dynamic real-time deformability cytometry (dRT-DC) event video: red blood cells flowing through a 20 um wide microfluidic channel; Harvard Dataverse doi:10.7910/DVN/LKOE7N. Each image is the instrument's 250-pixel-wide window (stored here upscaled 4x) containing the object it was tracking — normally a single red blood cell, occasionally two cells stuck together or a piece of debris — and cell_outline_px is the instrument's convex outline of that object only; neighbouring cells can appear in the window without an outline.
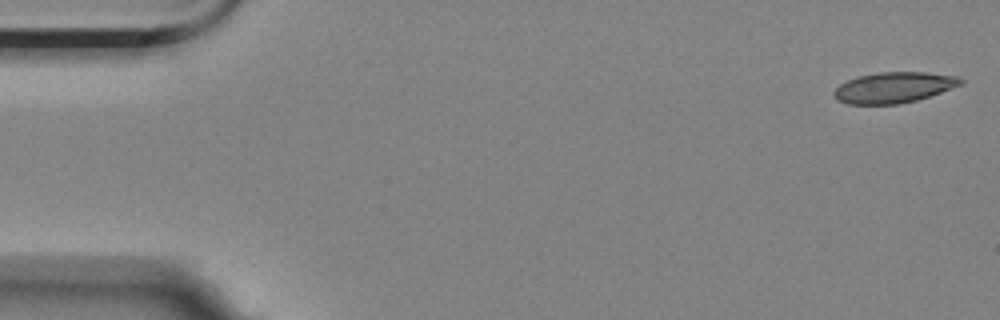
{"species": "Egyptian fruit bat (a non-hibernating species)", "species_latin": "Rousettus aegyptiacus", "temperature_condition": "room temperature", "stored_images_in_passage": 5, "camera_frame_rate_fps": 3000, "um_per_image_px": 0.085, "animal": {"sex": "female"}, "frame": {"image": 1, "passage_image": 1, "time_ms": 0.0, "image_size_px": [1000, 320], "cell_outline_px": [[964, 84], [916, 100], [896, 104], [848, 104], [840, 100], [832, 92], [840, 84], [848, 80], [860, 76], [880, 72], [924, 72], [956, 76], [964, 80]], "centroid_in_image_um": [76.0, 7.43], "position_along_channel_um": 9.0, "area_um2": 22.37}}
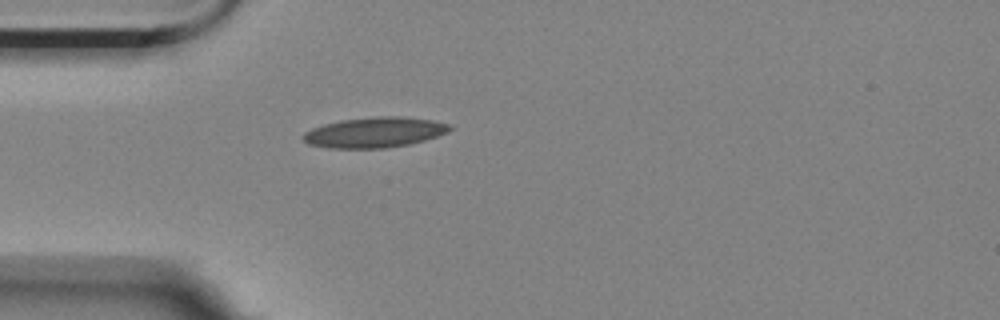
{"frame": {"image": 2, "passage_image": 5, "time_ms": 1.333, "image_size_px": [1000, 320], "cell_outline_px": [[452, 128], [448, 132], [424, 140], [408, 144], [384, 148], [328, 148], [308, 144], [300, 136], [304, 132], [312, 128], [324, 124], [340, 120], [376, 116], [404, 116], [432, 120], [452, 124]], "centroid_in_image_um": [31.83, 11.24], "position_along_channel_um": 53.2, "area_um2": 26.07}}